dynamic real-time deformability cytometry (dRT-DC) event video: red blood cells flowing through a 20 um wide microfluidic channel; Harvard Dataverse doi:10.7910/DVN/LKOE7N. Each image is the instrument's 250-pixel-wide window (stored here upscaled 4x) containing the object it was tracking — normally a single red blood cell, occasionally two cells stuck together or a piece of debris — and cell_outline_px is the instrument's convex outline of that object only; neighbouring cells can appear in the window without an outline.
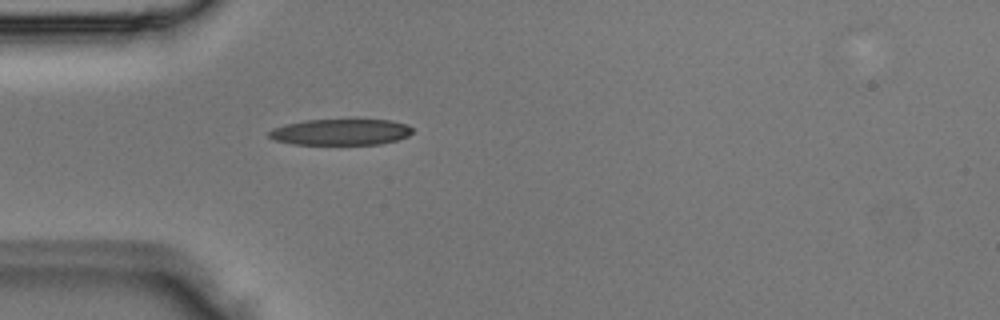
{"species": "Egyptian fruit bat (a non-hibernating species)", "species_latin": "Rousettus aegyptiacus", "temperature_condition": "room temperature", "stored_images_in_passage": 1, "camera_frame_rate_fps": 3000, "um_per_image_px": 0.085, "animal": {"sex": "male"}, "frame": {"image": 1, "passage_image": 1, "time_ms": 0.0, "image_size_px": [1000, 320], "cell_outline_px": [[412, 132], [408, 136], [396, 140], [380, 144], [292, 144], [276, 140], [268, 136], [268, 132], [272, 128], [284, 124], [308, 120], [356, 116], [392, 120], [408, 124], [412, 128]], "centroid_in_image_um": [29.01, 11.16], "position_along_channel_um": 56.0, "area_um2": 23.0}}